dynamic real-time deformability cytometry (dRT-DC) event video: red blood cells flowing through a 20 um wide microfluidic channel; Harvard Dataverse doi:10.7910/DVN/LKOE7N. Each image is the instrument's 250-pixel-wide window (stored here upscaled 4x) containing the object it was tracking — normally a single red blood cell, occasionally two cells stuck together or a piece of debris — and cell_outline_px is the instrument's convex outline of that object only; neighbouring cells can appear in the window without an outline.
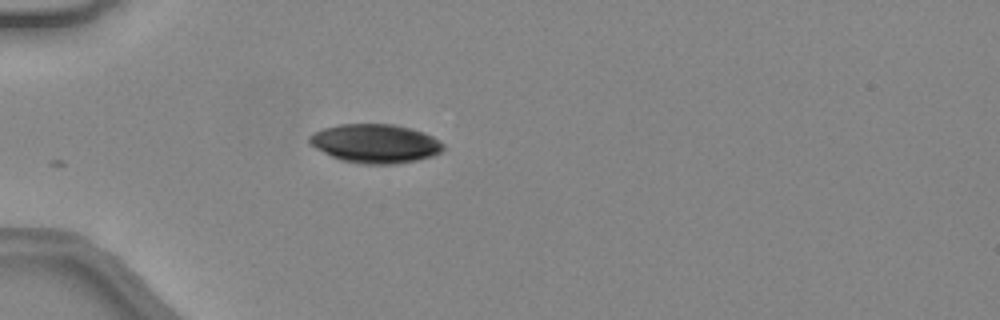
{"species": "common noctule bat (a hibernating species)", "species_latin": "Nyctalus noctula", "temperature_condition": "warm", "stored_images_in_passage": 6, "camera_frame_rate_fps": 3000, "um_per_image_px": 0.085, "animal": {"sex": "female", "body_mass_g": 24.6, "forearm_length_mm": 56.2}, "frame": {"image": 1, "passage_image": 1, "time_ms": 0.0, "image_size_px": [1000, 320], "cell_outline_px": [[444, 148], [440, 152], [432, 156], [416, 160], [396, 164], [360, 164], [340, 160], [316, 148], [308, 140], [308, 136], [324, 128], [340, 124], [392, 124], [412, 128], [424, 132], [432, 136], [444, 144]], "centroid_in_image_um": [31.92, 12.2], "position_along_channel_um": 53.1, "area_um2": 30.23}}